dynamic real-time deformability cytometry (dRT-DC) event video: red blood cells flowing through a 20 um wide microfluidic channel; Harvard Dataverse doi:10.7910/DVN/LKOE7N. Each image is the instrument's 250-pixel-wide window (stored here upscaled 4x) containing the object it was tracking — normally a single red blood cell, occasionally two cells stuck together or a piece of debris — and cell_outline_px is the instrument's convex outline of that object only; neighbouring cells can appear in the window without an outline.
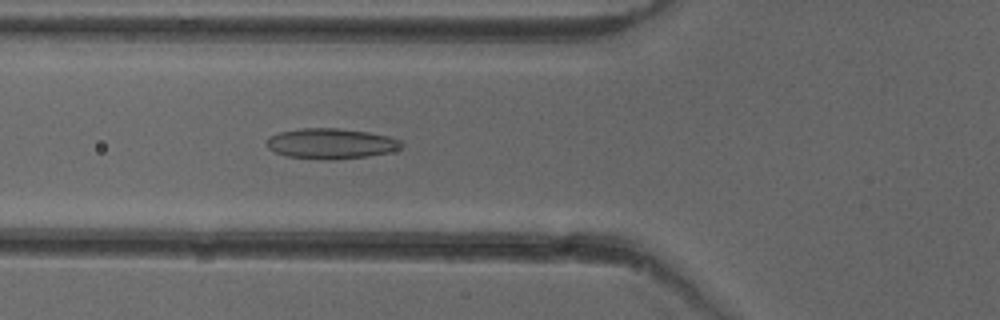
{"species": "common noctule bat (a hibernating species)", "species_latin": "Nyctalus noctula", "temperature_condition": "cold", "stored_images_in_passage": 36, "camera_frame_rate_fps": 3000, "um_per_image_px": 0.085, "animal": {"sex": "female"}, "frame": {"image": 1, "passage_image": 4, "time_ms": 1.0, "image_size_px": [1000, 320], "cell_outline_px": [[404, 148], [388, 152], [368, 156], [336, 160], [324, 160], [284, 156], [268, 148], [268, 136], [280, 132], [300, 128], [336, 128], [368, 132], [388, 136], [400, 140], [404, 144]], "centroid_in_image_um": [28.15, 12.21], "position_along_channel_um": 97.6, "area_um2": 24.04}}
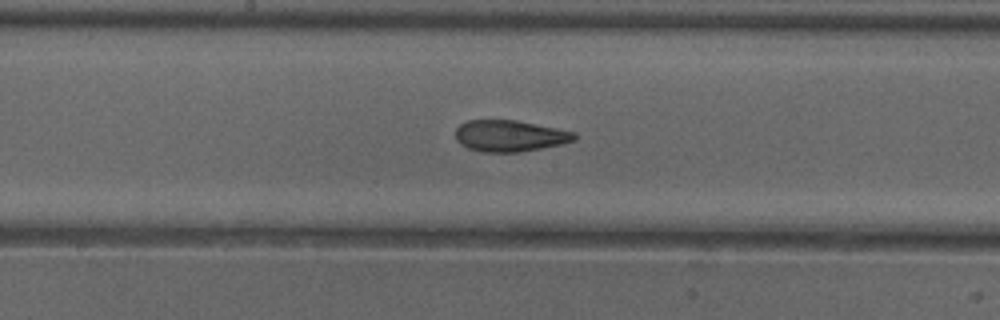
{"frame": {"image": 2, "passage_image": 12, "time_ms": 3.667, "image_size_px": [1000, 320], "cell_outline_px": [[576, 140], [564, 144], [520, 152], [484, 152], [468, 148], [460, 144], [456, 140], [456, 128], [460, 124], [468, 120], [516, 120], [576, 132]], "centroid_in_image_um": [43.34, 11.55], "position_along_channel_um": 204.9, "area_um2": 21.85}}
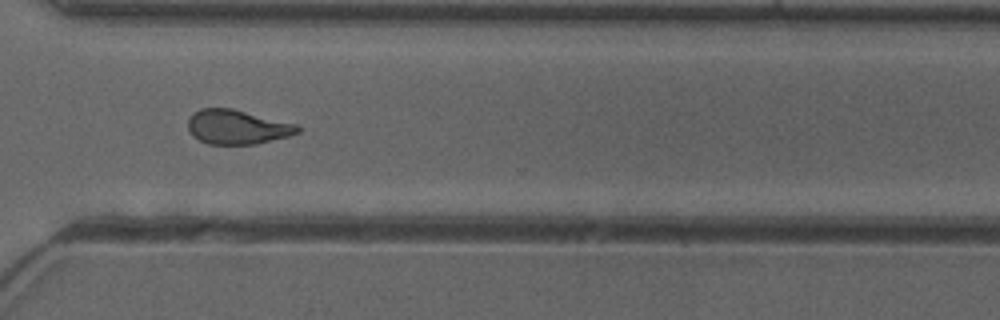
{"frame": {"image": 3, "passage_image": 23, "time_ms": 7.333, "image_size_px": [1000, 320], "cell_outline_px": [[300, 132], [288, 136], [256, 144], [208, 144], [192, 136], [188, 128], [188, 116], [192, 112], [200, 108], [232, 108], [296, 124], [300, 128]], "centroid_in_image_um": [20.12, 10.79], "position_along_channel_um": 350.5, "area_um2": 22.02}, "authors_computed_cell_mechanics": {"area_um2": 22.0507, "velocity_mm_per_s": 3.9873, "shape_relaxation_time_tau1_ms": null, "shape_relaxation_time_tau2_ms": 2.2018, "deformation_change_tau1": null, "deformation_change_tau2": 0.0927}}